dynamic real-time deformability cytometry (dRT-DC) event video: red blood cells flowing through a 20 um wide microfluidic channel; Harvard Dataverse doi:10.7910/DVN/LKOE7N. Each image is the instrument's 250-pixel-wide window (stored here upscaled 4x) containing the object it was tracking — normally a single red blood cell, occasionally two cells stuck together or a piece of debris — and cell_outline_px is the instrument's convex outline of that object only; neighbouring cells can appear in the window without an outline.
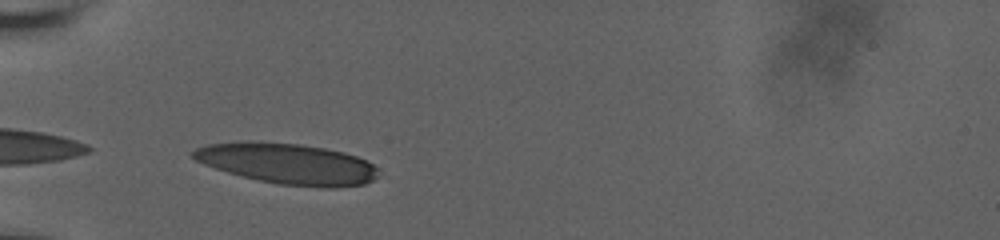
{"species": "human", "species_latin": "Homo sapiens", "temperature_condition": "room temperature", "stored_images_in_passage": 12, "camera_frame_rate_fps": 3000, "um_per_image_px": 0.085, "donor": {"sex": "male"}, "frame": {"image": 1, "passage_image": 1, "time_ms": 0.0, "image_size_px": [1000, 240], "cell_outline_px": [[376, 176], [372, 180], [364, 184], [336, 188], [328, 188], [280, 184], [240, 176], [204, 164], [196, 160], [192, 156], [192, 152], [196, 148], [208, 144], [252, 140], [300, 144], [324, 148], [344, 152], [356, 156], [372, 164], [376, 168]], "centroid_in_image_um": [24.42, 13.9], "position_along_channel_um": 60.6, "area_um2": 43.81}}
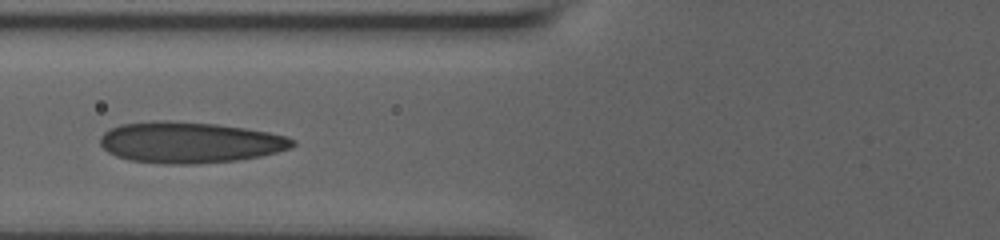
{"frame": {"image": 2, "passage_image": 6, "time_ms": 1.667, "image_size_px": [1000, 240], "cell_outline_px": [[296, 144], [292, 148], [260, 156], [240, 160], [192, 164], [164, 164], [128, 160], [116, 156], [108, 152], [100, 144], [100, 136], [108, 128], [120, 124], [156, 120], [168, 120], [216, 124], [244, 128], [268, 132], [284, 136], [296, 140]], "centroid_in_image_um": [16.1, 12.1], "position_along_channel_um": 109.7, "area_um2": 46.36}}
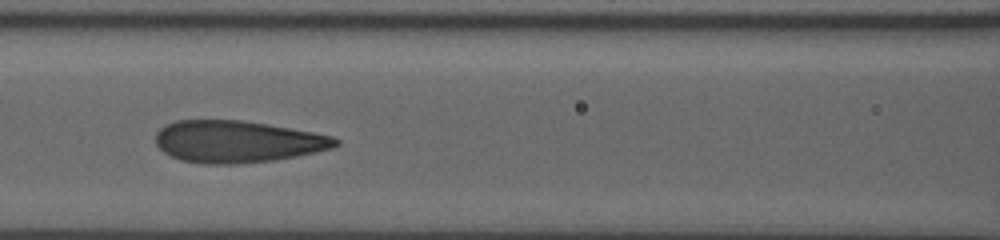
{"frame": {"image": 3, "passage_image": 9, "time_ms": 2.667, "image_size_px": [1000, 240], "cell_outline_px": [[340, 144], [332, 148], [316, 152], [296, 156], [272, 160], [236, 164], [204, 164], [180, 160], [164, 152], [156, 144], [156, 132], [164, 124], [176, 120], [240, 120], [312, 132], [332, 136], [340, 140]], "centroid_in_image_um": [20.14, 12.04], "position_along_channel_um": 146.5, "area_um2": 43.81}}